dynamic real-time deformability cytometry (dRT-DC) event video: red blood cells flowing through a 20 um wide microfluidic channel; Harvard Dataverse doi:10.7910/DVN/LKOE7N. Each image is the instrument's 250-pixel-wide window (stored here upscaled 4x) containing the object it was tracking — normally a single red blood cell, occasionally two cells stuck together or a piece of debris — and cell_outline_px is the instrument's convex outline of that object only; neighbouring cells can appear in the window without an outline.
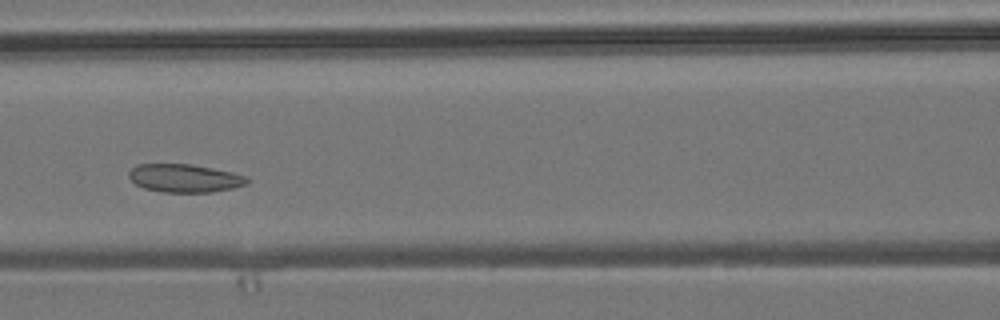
{"species": "common noctule bat (a hibernating species)", "species_latin": "Nyctalus noctula", "temperature_condition": "room temperature", "stored_images_in_passage": 5, "camera_frame_rate_fps": 3000, "um_per_image_px": 0.085, "animal": {"sex": "male", "body_mass_g": 19.2, "forearm_length_mm": 51.8}, "frame": {"image": 1, "passage_image": 5, "time_ms": 4.667, "image_size_px": [1000, 320], "cell_outline_px": [[248, 184], [232, 188], [212, 192], [160, 192], [144, 188], [136, 184], [128, 176], [128, 172], [136, 164], [192, 164], [232, 172], [248, 176]], "centroid_in_image_um": [15.69, 15.14], "position_along_channel_um": 150.9, "area_um2": 19.48}}